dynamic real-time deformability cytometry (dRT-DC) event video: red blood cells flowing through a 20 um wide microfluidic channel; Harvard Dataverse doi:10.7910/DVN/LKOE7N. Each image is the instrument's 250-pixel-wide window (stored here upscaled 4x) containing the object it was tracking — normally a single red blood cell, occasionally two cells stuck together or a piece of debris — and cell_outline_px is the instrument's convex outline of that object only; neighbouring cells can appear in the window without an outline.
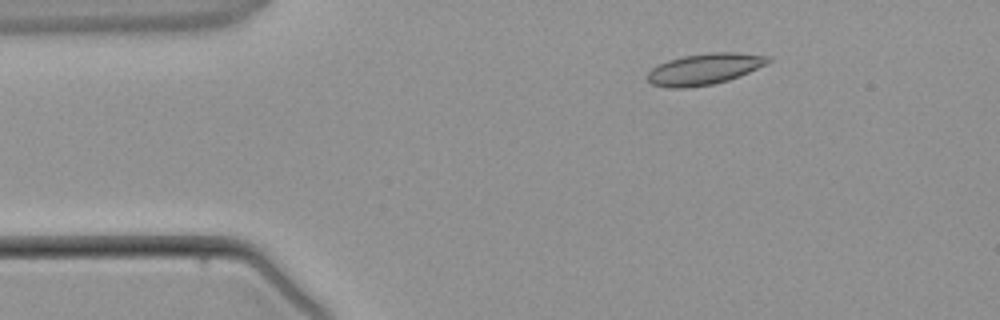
{"species": "common noctule bat (a hibernating species)", "species_latin": "Nyctalus noctula", "temperature_condition": "warm", "stored_images_in_passage": 2, "camera_frame_rate_fps": 3000, "um_per_image_px": 0.085, "animal": {"sex": "male", "body_mass_g": 21.5, "forearm_length_mm": 52.0}, "frame": {"image": 1, "passage_image": 2, "time_ms": 1.333, "image_size_px": [1000, 320], "cell_outline_px": [[772, 60], [768, 64], [740, 76], [728, 80], [712, 84], [688, 88], [668, 88], [652, 84], [648, 80], [648, 72], [652, 68], [668, 60], [684, 56], [708, 52], [740, 52], [772, 56]], "centroid_in_image_um": [59.94, 5.86], "position_along_channel_um": 25.1, "area_um2": 22.14}}